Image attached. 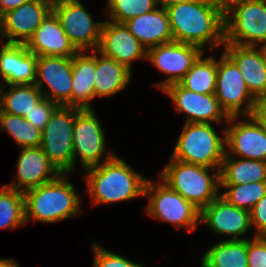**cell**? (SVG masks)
Wrapping results in <instances>:
<instances>
[{"mask_svg":"<svg viewBox=\"0 0 266 267\" xmlns=\"http://www.w3.org/2000/svg\"><path fill=\"white\" fill-rule=\"evenodd\" d=\"M199 0H156L157 5L160 4L162 8H166L168 6L178 4V3H187Z\"/></svg>","mask_w":266,"mask_h":267,"instance_id":"41","label":"cell"},{"mask_svg":"<svg viewBox=\"0 0 266 267\" xmlns=\"http://www.w3.org/2000/svg\"><path fill=\"white\" fill-rule=\"evenodd\" d=\"M224 52L235 62L251 95L266 94V67L259 49L253 46L224 44Z\"/></svg>","mask_w":266,"mask_h":267,"instance_id":"22","label":"cell"},{"mask_svg":"<svg viewBox=\"0 0 266 267\" xmlns=\"http://www.w3.org/2000/svg\"><path fill=\"white\" fill-rule=\"evenodd\" d=\"M0 48V75L7 85L35 84L37 56L25 44L3 43Z\"/></svg>","mask_w":266,"mask_h":267,"instance_id":"20","label":"cell"},{"mask_svg":"<svg viewBox=\"0 0 266 267\" xmlns=\"http://www.w3.org/2000/svg\"><path fill=\"white\" fill-rule=\"evenodd\" d=\"M245 118L236 121L237 116L229 117V126L225 128V155L266 162V130L252 115Z\"/></svg>","mask_w":266,"mask_h":267,"instance_id":"13","label":"cell"},{"mask_svg":"<svg viewBox=\"0 0 266 267\" xmlns=\"http://www.w3.org/2000/svg\"><path fill=\"white\" fill-rule=\"evenodd\" d=\"M219 8L225 13L230 7L239 2L247 0H214Z\"/></svg>","mask_w":266,"mask_h":267,"instance_id":"40","label":"cell"},{"mask_svg":"<svg viewBox=\"0 0 266 267\" xmlns=\"http://www.w3.org/2000/svg\"><path fill=\"white\" fill-rule=\"evenodd\" d=\"M26 223L23 192L0 187V229H15Z\"/></svg>","mask_w":266,"mask_h":267,"instance_id":"31","label":"cell"},{"mask_svg":"<svg viewBox=\"0 0 266 267\" xmlns=\"http://www.w3.org/2000/svg\"><path fill=\"white\" fill-rule=\"evenodd\" d=\"M247 239L248 267H266V239L254 236Z\"/></svg>","mask_w":266,"mask_h":267,"instance_id":"36","label":"cell"},{"mask_svg":"<svg viewBox=\"0 0 266 267\" xmlns=\"http://www.w3.org/2000/svg\"><path fill=\"white\" fill-rule=\"evenodd\" d=\"M216 80L217 60L214 56L203 58L202 54L178 83L195 93L215 94Z\"/></svg>","mask_w":266,"mask_h":267,"instance_id":"29","label":"cell"},{"mask_svg":"<svg viewBox=\"0 0 266 267\" xmlns=\"http://www.w3.org/2000/svg\"><path fill=\"white\" fill-rule=\"evenodd\" d=\"M93 267H144L93 242Z\"/></svg>","mask_w":266,"mask_h":267,"instance_id":"34","label":"cell"},{"mask_svg":"<svg viewBox=\"0 0 266 267\" xmlns=\"http://www.w3.org/2000/svg\"><path fill=\"white\" fill-rule=\"evenodd\" d=\"M200 223H205L216 234L231 235V240L246 239L239 236L252 228L250 212L230 204L221 195L200 211Z\"/></svg>","mask_w":266,"mask_h":267,"instance_id":"18","label":"cell"},{"mask_svg":"<svg viewBox=\"0 0 266 267\" xmlns=\"http://www.w3.org/2000/svg\"><path fill=\"white\" fill-rule=\"evenodd\" d=\"M52 3L53 0H31L2 15L0 41L7 38L6 43L26 44L52 11Z\"/></svg>","mask_w":266,"mask_h":267,"instance_id":"15","label":"cell"},{"mask_svg":"<svg viewBox=\"0 0 266 267\" xmlns=\"http://www.w3.org/2000/svg\"><path fill=\"white\" fill-rule=\"evenodd\" d=\"M76 107L59 105L42 130L40 147L60 173H70L74 167L73 125Z\"/></svg>","mask_w":266,"mask_h":267,"instance_id":"8","label":"cell"},{"mask_svg":"<svg viewBox=\"0 0 266 267\" xmlns=\"http://www.w3.org/2000/svg\"><path fill=\"white\" fill-rule=\"evenodd\" d=\"M219 170L184 163L171 157L159 176L172 190L201 211L219 194ZM213 171L214 175H211Z\"/></svg>","mask_w":266,"mask_h":267,"instance_id":"4","label":"cell"},{"mask_svg":"<svg viewBox=\"0 0 266 267\" xmlns=\"http://www.w3.org/2000/svg\"><path fill=\"white\" fill-rule=\"evenodd\" d=\"M156 0H108L107 11L110 21H126L157 8Z\"/></svg>","mask_w":266,"mask_h":267,"instance_id":"33","label":"cell"},{"mask_svg":"<svg viewBox=\"0 0 266 267\" xmlns=\"http://www.w3.org/2000/svg\"><path fill=\"white\" fill-rule=\"evenodd\" d=\"M85 182L94 205L132 200L144 196L147 179L116 154L108 161L84 169Z\"/></svg>","mask_w":266,"mask_h":267,"instance_id":"2","label":"cell"},{"mask_svg":"<svg viewBox=\"0 0 266 267\" xmlns=\"http://www.w3.org/2000/svg\"><path fill=\"white\" fill-rule=\"evenodd\" d=\"M203 52L196 45L174 41L148 48L146 60L151 61L159 71L169 74V77L156 84V87L163 90L168 85L178 83Z\"/></svg>","mask_w":266,"mask_h":267,"instance_id":"12","label":"cell"},{"mask_svg":"<svg viewBox=\"0 0 266 267\" xmlns=\"http://www.w3.org/2000/svg\"><path fill=\"white\" fill-rule=\"evenodd\" d=\"M251 226H255L254 236L266 234V194L254 205L250 211Z\"/></svg>","mask_w":266,"mask_h":267,"instance_id":"37","label":"cell"},{"mask_svg":"<svg viewBox=\"0 0 266 267\" xmlns=\"http://www.w3.org/2000/svg\"><path fill=\"white\" fill-rule=\"evenodd\" d=\"M96 54L95 98L108 97L122 91L131 79V72L126 66L112 58Z\"/></svg>","mask_w":266,"mask_h":267,"instance_id":"25","label":"cell"},{"mask_svg":"<svg viewBox=\"0 0 266 267\" xmlns=\"http://www.w3.org/2000/svg\"><path fill=\"white\" fill-rule=\"evenodd\" d=\"M114 59L130 71L132 61L147 58V49L131 34L124 23L105 21L102 24L97 53Z\"/></svg>","mask_w":266,"mask_h":267,"instance_id":"17","label":"cell"},{"mask_svg":"<svg viewBox=\"0 0 266 267\" xmlns=\"http://www.w3.org/2000/svg\"><path fill=\"white\" fill-rule=\"evenodd\" d=\"M0 267H20L14 259H0Z\"/></svg>","mask_w":266,"mask_h":267,"instance_id":"42","label":"cell"},{"mask_svg":"<svg viewBox=\"0 0 266 267\" xmlns=\"http://www.w3.org/2000/svg\"><path fill=\"white\" fill-rule=\"evenodd\" d=\"M247 239L219 241L201 259L202 267H248Z\"/></svg>","mask_w":266,"mask_h":267,"instance_id":"27","label":"cell"},{"mask_svg":"<svg viewBox=\"0 0 266 267\" xmlns=\"http://www.w3.org/2000/svg\"><path fill=\"white\" fill-rule=\"evenodd\" d=\"M0 130L11 135L20 148L40 147L42 131L22 116L0 110Z\"/></svg>","mask_w":266,"mask_h":267,"instance_id":"30","label":"cell"},{"mask_svg":"<svg viewBox=\"0 0 266 267\" xmlns=\"http://www.w3.org/2000/svg\"><path fill=\"white\" fill-rule=\"evenodd\" d=\"M86 52L78 51L72 57L71 107L80 109H92L90 101L95 98L94 77L97 50H93L92 55Z\"/></svg>","mask_w":266,"mask_h":267,"instance_id":"24","label":"cell"},{"mask_svg":"<svg viewBox=\"0 0 266 267\" xmlns=\"http://www.w3.org/2000/svg\"><path fill=\"white\" fill-rule=\"evenodd\" d=\"M215 96L229 117H245L253 113L255 98L249 92L238 66L225 52L217 61Z\"/></svg>","mask_w":266,"mask_h":267,"instance_id":"10","label":"cell"},{"mask_svg":"<svg viewBox=\"0 0 266 267\" xmlns=\"http://www.w3.org/2000/svg\"><path fill=\"white\" fill-rule=\"evenodd\" d=\"M59 105L48 98L41 99L24 118L28 120L34 127L43 130L49 122L51 114Z\"/></svg>","mask_w":266,"mask_h":267,"instance_id":"35","label":"cell"},{"mask_svg":"<svg viewBox=\"0 0 266 267\" xmlns=\"http://www.w3.org/2000/svg\"><path fill=\"white\" fill-rule=\"evenodd\" d=\"M173 101L178 113L187 114L186 123L226 122L229 116L221 108L215 94H200L182 87L179 83L168 85L162 90Z\"/></svg>","mask_w":266,"mask_h":267,"instance_id":"16","label":"cell"},{"mask_svg":"<svg viewBox=\"0 0 266 267\" xmlns=\"http://www.w3.org/2000/svg\"><path fill=\"white\" fill-rule=\"evenodd\" d=\"M25 45L36 56L72 58L78 52L70 43L59 20L52 11Z\"/></svg>","mask_w":266,"mask_h":267,"instance_id":"21","label":"cell"},{"mask_svg":"<svg viewBox=\"0 0 266 267\" xmlns=\"http://www.w3.org/2000/svg\"><path fill=\"white\" fill-rule=\"evenodd\" d=\"M252 116L266 117V94H263L255 99V106Z\"/></svg>","mask_w":266,"mask_h":267,"instance_id":"39","label":"cell"},{"mask_svg":"<svg viewBox=\"0 0 266 267\" xmlns=\"http://www.w3.org/2000/svg\"><path fill=\"white\" fill-rule=\"evenodd\" d=\"M219 137L208 123H185L172 158L178 161L220 169L226 153L225 130Z\"/></svg>","mask_w":266,"mask_h":267,"instance_id":"5","label":"cell"},{"mask_svg":"<svg viewBox=\"0 0 266 267\" xmlns=\"http://www.w3.org/2000/svg\"><path fill=\"white\" fill-rule=\"evenodd\" d=\"M16 166L17 180L5 186L23 193L54 180L60 174L41 147L21 148Z\"/></svg>","mask_w":266,"mask_h":267,"instance_id":"19","label":"cell"},{"mask_svg":"<svg viewBox=\"0 0 266 267\" xmlns=\"http://www.w3.org/2000/svg\"><path fill=\"white\" fill-rule=\"evenodd\" d=\"M258 49H259V52L261 53V56L263 58V62L265 64V67H266V43L262 44L261 46L259 45L256 46Z\"/></svg>","mask_w":266,"mask_h":267,"instance_id":"43","label":"cell"},{"mask_svg":"<svg viewBox=\"0 0 266 267\" xmlns=\"http://www.w3.org/2000/svg\"><path fill=\"white\" fill-rule=\"evenodd\" d=\"M52 12L77 51L97 50L102 22H94L79 0H53Z\"/></svg>","mask_w":266,"mask_h":267,"instance_id":"9","label":"cell"},{"mask_svg":"<svg viewBox=\"0 0 266 267\" xmlns=\"http://www.w3.org/2000/svg\"><path fill=\"white\" fill-rule=\"evenodd\" d=\"M225 155L219 170L220 185L266 181V162Z\"/></svg>","mask_w":266,"mask_h":267,"instance_id":"26","label":"cell"},{"mask_svg":"<svg viewBox=\"0 0 266 267\" xmlns=\"http://www.w3.org/2000/svg\"><path fill=\"white\" fill-rule=\"evenodd\" d=\"M144 196L150 197L146 209L150 217L172 223L178 229L185 227L189 232L200 224V210L161 179L158 184L147 179Z\"/></svg>","mask_w":266,"mask_h":267,"instance_id":"6","label":"cell"},{"mask_svg":"<svg viewBox=\"0 0 266 267\" xmlns=\"http://www.w3.org/2000/svg\"><path fill=\"white\" fill-rule=\"evenodd\" d=\"M78 155L83 170L101 164V158L108 161L115 155L113 151L106 152L105 131L93 108L80 109L76 107L73 125L74 163Z\"/></svg>","mask_w":266,"mask_h":267,"instance_id":"11","label":"cell"},{"mask_svg":"<svg viewBox=\"0 0 266 267\" xmlns=\"http://www.w3.org/2000/svg\"><path fill=\"white\" fill-rule=\"evenodd\" d=\"M224 22L225 44L255 47L266 43V0L234 4L224 13Z\"/></svg>","mask_w":266,"mask_h":267,"instance_id":"7","label":"cell"},{"mask_svg":"<svg viewBox=\"0 0 266 267\" xmlns=\"http://www.w3.org/2000/svg\"><path fill=\"white\" fill-rule=\"evenodd\" d=\"M72 58L37 56L35 85L43 96L61 106L71 107ZM48 90L43 89V85Z\"/></svg>","mask_w":266,"mask_h":267,"instance_id":"14","label":"cell"},{"mask_svg":"<svg viewBox=\"0 0 266 267\" xmlns=\"http://www.w3.org/2000/svg\"><path fill=\"white\" fill-rule=\"evenodd\" d=\"M259 123H261L266 130V117H254Z\"/></svg>","mask_w":266,"mask_h":267,"instance_id":"44","label":"cell"},{"mask_svg":"<svg viewBox=\"0 0 266 267\" xmlns=\"http://www.w3.org/2000/svg\"><path fill=\"white\" fill-rule=\"evenodd\" d=\"M124 24L146 49L173 41L165 8L157 7L150 12L126 21Z\"/></svg>","mask_w":266,"mask_h":267,"instance_id":"23","label":"cell"},{"mask_svg":"<svg viewBox=\"0 0 266 267\" xmlns=\"http://www.w3.org/2000/svg\"><path fill=\"white\" fill-rule=\"evenodd\" d=\"M227 191L221 194L230 204L251 211L254 205L266 194V181L249 182L240 185H220Z\"/></svg>","mask_w":266,"mask_h":267,"instance_id":"32","label":"cell"},{"mask_svg":"<svg viewBox=\"0 0 266 267\" xmlns=\"http://www.w3.org/2000/svg\"><path fill=\"white\" fill-rule=\"evenodd\" d=\"M174 42L210 50L225 44L224 12L214 0L178 3L165 8Z\"/></svg>","mask_w":266,"mask_h":267,"instance_id":"1","label":"cell"},{"mask_svg":"<svg viewBox=\"0 0 266 267\" xmlns=\"http://www.w3.org/2000/svg\"><path fill=\"white\" fill-rule=\"evenodd\" d=\"M8 91L0 88V110L24 117L44 98L35 84L9 85Z\"/></svg>","mask_w":266,"mask_h":267,"instance_id":"28","label":"cell"},{"mask_svg":"<svg viewBox=\"0 0 266 267\" xmlns=\"http://www.w3.org/2000/svg\"><path fill=\"white\" fill-rule=\"evenodd\" d=\"M24 194L25 220L55 223L80 213L81 197L75 185L68 182L66 173H60L54 180Z\"/></svg>","mask_w":266,"mask_h":267,"instance_id":"3","label":"cell"},{"mask_svg":"<svg viewBox=\"0 0 266 267\" xmlns=\"http://www.w3.org/2000/svg\"><path fill=\"white\" fill-rule=\"evenodd\" d=\"M31 0H0V17L10 10L16 9Z\"/></svg>","mask_w":266,"mask_h":267,"instance_id":"38","label":"cell"}]
</instances>
